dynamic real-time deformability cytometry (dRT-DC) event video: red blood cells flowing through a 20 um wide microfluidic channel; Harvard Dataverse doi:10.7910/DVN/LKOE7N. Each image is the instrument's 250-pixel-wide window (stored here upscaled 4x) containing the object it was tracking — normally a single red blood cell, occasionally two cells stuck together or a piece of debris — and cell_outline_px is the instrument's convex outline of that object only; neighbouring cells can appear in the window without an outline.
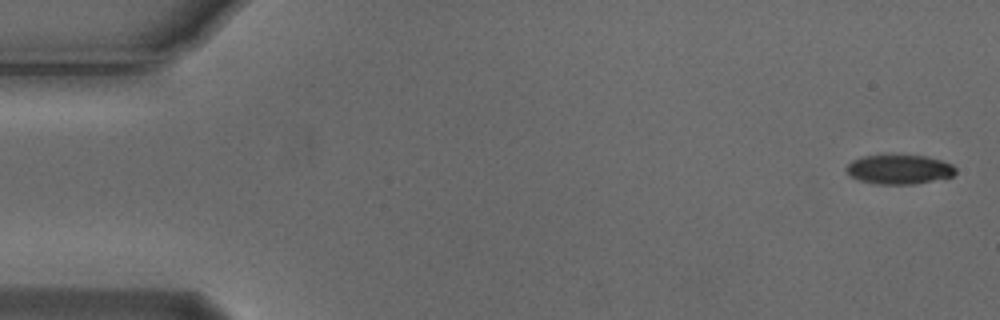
{"species": "Egyptian fruit bat (a non-hibernating species)", "species_latin": "Rousettus aegyptiacus", "temperature_condition": "cold", "stored_images_in_passage": 6, "camera_frame_rate_fps": 3000, "um_per_image_px": 0.085, "animal": {"sex": "male"}, "frame": {"image": 1, "passage_image": 1, "time_ms": 0.0, "image_size_px": [1000, 320], "cell_outline_px": [[956, 172], [952, 176], [912, 184], [876, 184], [860, 180], [848, 176], [844, 168], [852, 160], [864, 156], [924, 156], [940, 160], [952, 164], [956, 168]], "centroid_in_image_um": [76.38, 14.41], "position_along_channel_um": 8.6, "area_um2": 18.44}}
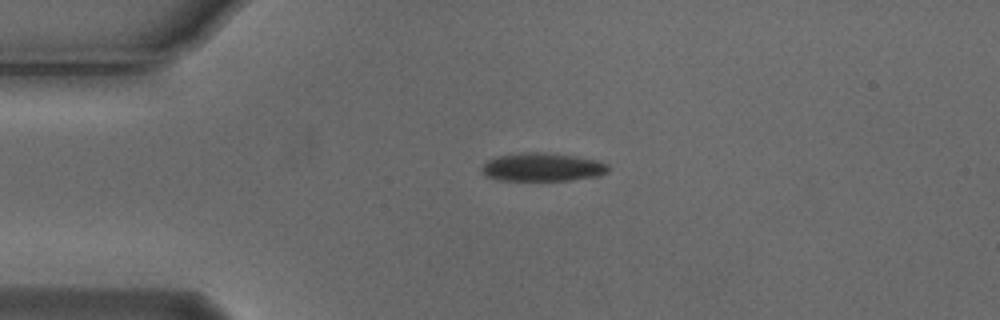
{"frame": {"image": 2, "passage_image": 4, "time_ms": 1.0, "image_size_px": [1000, 320], "cell_outline_px": [[608, 172], [600, 176], [568, 180], [500, 180], [484, 176], [480, 172], [480, 168], [488, 160], [500, 156], [528, 152], [544, 152], [576, 156], [596, 160], [608, 164]], "centroid_in_image_um": [46.1, 14.21], "position_along_channel_um": 38.9, "area_um2": 20.87}}
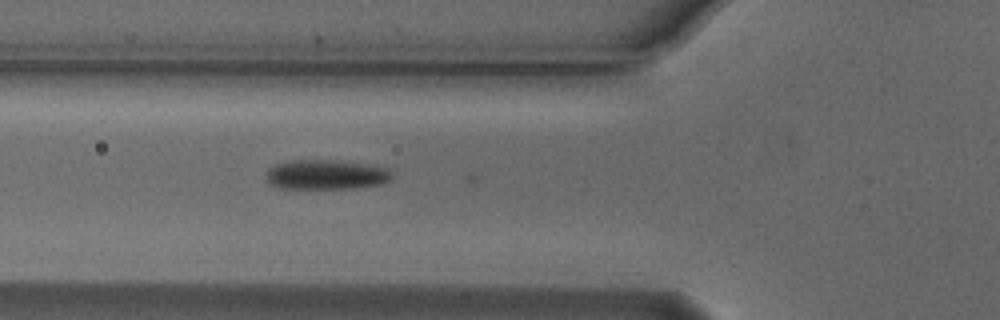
{"frame": {"image": 3, "passage_image": 6, "time_ms": 1.667, "image_size_px": [1000, 320], "cell_outline_px": [[392, 180], [380, 184], [352, 188], [280, 188], [272, 184], [268, 180], [268, 168], [276, 164], [292, 160], [340, 160], [368, 164], [388, 168], [392, 172]], "centroid_in_image_um": [27.78, 14.83], "position_along_channel_um": 98.0, "area_um2": 21.73}}